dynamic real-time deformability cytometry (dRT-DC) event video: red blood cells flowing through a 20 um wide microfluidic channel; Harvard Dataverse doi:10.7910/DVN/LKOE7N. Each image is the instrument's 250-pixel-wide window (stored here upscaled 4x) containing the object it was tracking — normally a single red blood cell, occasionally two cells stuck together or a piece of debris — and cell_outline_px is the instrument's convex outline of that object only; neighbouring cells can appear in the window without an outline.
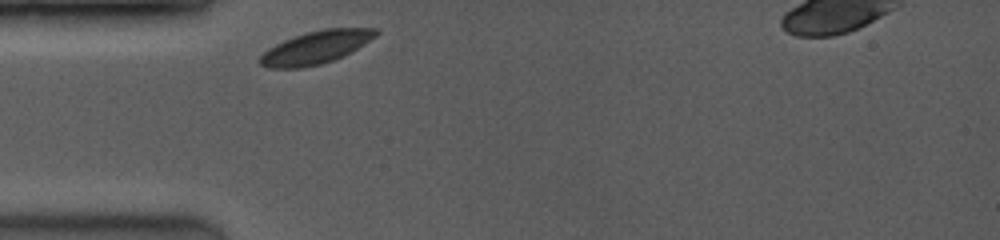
{"species": "common noctule bat (a hibernating species)", "species_latin": "Nyctalus noctula", "temperature_condition": "room temperature", "stored_images_in_passage": 20, "camera_frame_rate_fps": 3500, "um_per_image_px": 0.085, "animal": {"sex": "female", "body_mass_g": 19.0, "forearm_length_mm": 53.3}, "frame": {"image": 1, "passage_image": 1, "time_ms": 0.0, "image_size_px": [1000, 240], "cell_outline_px": [[380, 32], [376, 36], [344, 56], [320, 64], [300, 68], [268, 68], [260, 64], [260, 56], [268, 48], [284, 40], [308, 32], [324, 28], [380, 28]], "centroid_in_image_um": [26.87, 4.02], "position_along_channel_um": 58.1, "area_um2": 21.96}}
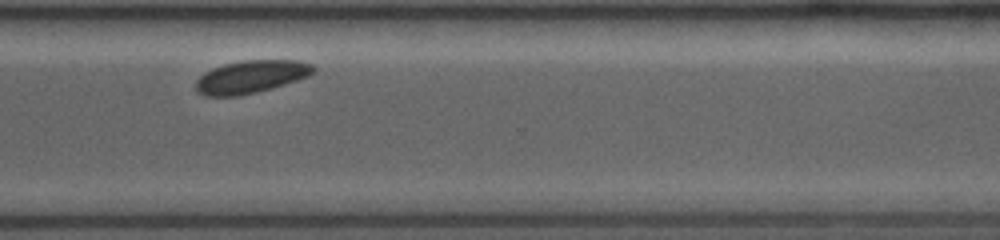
{"frame": {"image": 2, "passage_image": 17, "time_ms": 7.714, "image_size_px": [1000, 240], "cell_outline_px": [[316, 72], [308, 76], [284, 84], [256, 92], [236, 96], [204, 96], [196, 92], [196, 80], [204, 72], [212, 68], [224, 64], [244, 60], [300, 60], [312, 64], [316, 68]], "centroid_in_image_um": [21.33, 6.52], "position_along_channel_um": 349.3, "area_um2": 22.48}}
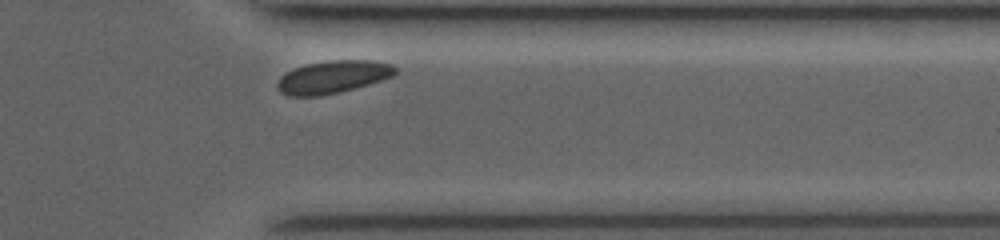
{"frame": {"image": 3, "passage_image": 19, "time_ms": 8.571, "image_size_px": [1000, 240], "cell_outline_px": [[396, 72], [392, 76], [368, 84], [340, 92], [320, 96], [288, 96], [280, 92], [276, 88], [276, 84], [280, 76], [296, 68], [308, 64], [328, 60], [372, 60], [392, 64], [396, 68]], "centroid_in_image_um": [28.27, 6.55], "position_along_channel_um": 383.1, "area_um2": 22.37}, "authors_computed_cell_mechanics": {"area_um2": 22.4553, "velocity_mm_per_s": 3.8298, "shape_relaxation_time_tau1_ms": 0.4173, "shape_relaxation_time_tau2_ms": null, "deformation_change_tau1": 0.0312, "deformation_change_tau2": null}}